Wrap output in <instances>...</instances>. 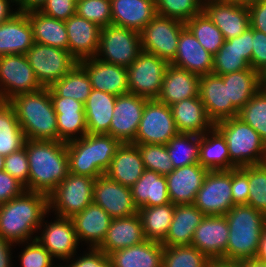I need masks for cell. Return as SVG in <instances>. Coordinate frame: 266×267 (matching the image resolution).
Segmentation results:
<instances>
[{
    "label": "cell",
    "instance_id": "cell-65",
    "mask_svg": "<svg viewBox=\"0 0 266 267\" xmlns=\"http://www.w3.org/2000/svg\"><path fill=\"white\" fill-rule=\"evenodd\" d=\"M210 267H242L239 261L211 260Z\"/></svg>",
    "mask_w": 266,
    "mask_h": 267
},
{
    "label": "cell",
    "instance_id": "cell-36",
    "mask_svg": "<svg viewBox=\"0 0 266 267\" xmlns=\"http://www.w3.org/2000/svg\"><path fill=\"white\" fill-rule=\"evenodd\" d=\"M117 96L92 89L84 104L87 133L108 134Z\"/></svg>",
    "mask_w": 266,
    "mask_h": 267
},
{
    "label": "cell",
    "instance_id": "cell-55",
    "mask_svg": "<svg viewBox=\"0 0 266 267\" xmlns=\"http://www.w3.org/2000/svg\"><path fill=\"white\" fill-rule=\"evenodd\" d=\"M39 11L49 17L65 21L76 14V0H47Z\"/></svg>",
    "mask_w": 266,
    "mask_h": 267
},
{
    "label": "cell",
    "instance_id": "cell-71",
    "mask_svg": "<svg viewBox=\"0 0 266 267\" xmlns=\"http://www.w3.org/2000/svg\"><path fill=\"white\" fill-rule=\"evenodd\" d=\"M264 151H265V156H266V138L264 139Z\"/></svg>",
    "mask_w": 266,
    "mask_h": 267
},
{
    "label": "cell",
    "instance_id": "cell-15",
    "mask_svg": "<svg viewBox=\"0 0 266 267\" xmlns=\"http://www.w3.org/2000/svg\"><path fill=\"white\" fill-rule=\"evenodd\" d=\"M148 100L131 93L117 96L108 134L121 143H131L137 134Z\"/></svg>",
    "mask_w": 266,
    "mask_h": 267
},
{
    "label": "cell",
    "instance_id": "cell-21",
    "mask_svg": "<svg viewBox=\"0 0 266 267\" xmlns=\"http://www.w3.org/2000/svg\"><path fill=\"white\" fill-rule=\"evenodd\" d=\"M199 97L214 124L238 116L239 111L228 101V85L218 75L200 76Z\"/></svg>",
    "mask_w": 266,
    "mask_h": 267
},
{
    "label": "cell",
    "instance_id": "cell-57",
    "mask_svg": "<svg viewBox=\"0 0 266 267\" xmlns=\"http://www.w3.org/2000/svg\"><path fill=\"white\" fill-rule=\"evenodd\" d=\"M25 187L6 171H0V204L20 196Z\"/></svg>",
    "mask_w": 266,
    "mask_h": 267
},
{
    "label": "cell",
    "instance_id": "cell-54",
    "mask_svg": "<svg viewBox=\"0 0 266 267\" xmlns=\"http://www.w3.org/2000/svg\"><path fill=\"white\" fill-rule=\"evenodd\" d=\"M248 166L231 170V192L234 205H246L249 197Z\"/></svg>",
    "mask_w": 266,
    "mask_h": 267
},
{
    "label": "cell",
    "instance_id": "cell-2",
    "mask_svg": "<svg viewBox=\"0 0 266 267\" xmlns=\"http://www.w3.org/2000/svg\"><path fill=\"white\" fill-rule=\"evenodd\" d=\"M28 156V191L49 195L69 174L66 143L25 140Z\"/></svg>",
    "mask_w": 266,
    "mask_h": 267
},
{
    "label": "cell",
    "instance_id": "cell-6",
    "mask_svg": "<svg viewBox=\"0 0 266 267\" xmlns=\"http://www.w3.org/2000/svg\"><path fill=\"white\" fill-rule=\"evenodd\" d=\"M214 127L225 138L230 162L235 168L265 162L264 140L238 116L222 120Z\"/></svg>",
    "mask_w": 266,
    "mask_h": 267
},
{
    "label": "cell",
    "instance_id": "cell-61",
    "mask_svg": "<svg viewBox=\"0 0 266 267\" xmlns=\"http://www.w3.org/2000/svg\"><path fill=\"white\" fill-rule=\"evenodd\" d=\"M13 243L0 236V267H11V250ZM11 248V249H10Z\"/></svg>",
    "mask_w": 266,
    "mask_h": 267
},
{
    "label": "cell",
    "instance_id": "cell-45",
    "mask_svg": "<svg viewBox=\"0 0 266 267\" xmlns=\"http://www.w3.org/2000/svg\"><path fill=\"white\" fill-rule=\"evenodd\" d=\"M210 262L192 245L163 246L162 267H210Z\"/></svg>",
    "mask_w": 266,
    "mask_h": 267
},
{
    "label": "cell",
    "instance_id": "cell-3",
    "mask_svg": "<svg viewBox=\"0 0 266 267\" xmlns=\"http://www.w3.org/2000/svg\"><path fill=\"white\" fill-rule=\"evenodd\" d=\"M9 102L27 140L58 141L57 115L49 88L16 95Z\"/></svg>",
    "mask_w": 266,
    "mask_h": 267
},
{
    "label": "cell",
    "instance_id": "cell-67",
    "mask_svg": "<svg viewBox=\"0 0 266 267\" xmlns=\"http://www.w3.org/2000/svg\"><path fill=\"white\" fill-rule=\"evenodd\" d=\"M260 87L266 90V65L259 71Z\"/></svg>",
    "mask_w": 266,
    "mask_h": 267
},
{
    "label": "cell",
    "instance_id": "cell-64",
    "mask_svg": "<svg viewBox=\"0 0 266 267\" xmlns=\"http://www.w3.org/2000/svg\"><path fill=\"white\" fill-rule=\"evenodd\" d=\"M255 259L266 264V226L262 231L259 249Z\"/></svg>",
    "mask_w": 266,
    "mask_h": 267
},
{
    "label": "cell",
    "instance_id": "cell-56",
    "mask_svg": "<svg viewBox=\"0 0 266 267\" xmlns=\"http://www.w3.org/2000/svg\"><path fill=\"white\" fill-rule=\"evenodd\" d=\"M72 259L71 264L62 267H113L111 259L98 248H89L82 257Z\"/></svg>",
    "mask_w": 266,
    "mask_h": 267
},
{
    "label": "cell",
    "instance_id": "cell-7",
    "mask_svg": "<svg viewBox=\"0 0 266 267\" xmlns=\"http://www.w3.org/2000/svg\"><path fill=\"white\" fill-rule=\"evenodd\" d=\"M95 178L69 173L48 195L49 210L56 216L72 218L93 203Z\"/></svg>",
    "mask_w": 266,
    "mask_h": 267
},
{
    "label": "cell",
    "instance_id": "cell-32",
    "mask_svg": "<svg viewBox=\"0 0 266 267\" xmlns=\"http://www.w3.org/2000/svg\"><path fill=\"white\" fill-rule=\"evenodd\" d=\"M170 109L179 133L202 135L214 127L199 96L177 102Z\"/></svg>",
    "mask_w": 266,
    "mask_h": 267
},
{
    "label": "cell",
    "instance_id": "cell-31",
    "mask_svg": "<svg viewBox=\"0 0 266 267\" xmlns=\"http://www.w3.org/2000/svg\"><path fill=\"white\" fill-rule=\"evenodd\" d=\"M145 240L141 220L136 213L128 217L113 218L98 249L108 256L114 251L140 244Z\"/></svg>",
    "mask_w": 266,
    "mask_h": 267
},
{
    "label": "cell",
    "instance_id": "cell-10",
    "mask_svg": "<svg viewBox=\"0 0 266 267\" xmlns=\"http://www.w3.org/2000/svg\"><path fill=\"white\" fill-rule=\"evenodd\" d=\"M26 57L43 88L51 87L78 63L67 50L40 43H34Z\"/></svg>",
    "mask_w": 266,
    "mask_h": 267
},
{
    "label": "cell",
    "instance_id": "cell-34",
    "mask_svg": "<svg viewBox=\"0 0 266 267\" xmlns=\"http://www.w3.org/2000/svg\"><path fill=\"white\" fill-rule=\"evenodd\" d=\"M204 217L205 215L194 204L175 205L169 231L161 244L163 246L191 245L195 229Z\"/></svg>",
    "mask_w": 266,
    "mask_h": 267
},
{
    "label": "cell",
    "instance_id": "cell-4",
    "mask_svg": "<svg viewBox=\"0 0 266 267\" xmlns=\"http://www.w3.org/2000/svg\"><path fill=\"white\" fill-rule=\"evenodd\" d=\"M229 227L226 261L255 259L266 216L249 205H234L225 214Z\"/></svg>",
    "mask_w": 266,
    "mask_h": 267
},
{
    "label": "cell",
    "instance_id": "cell-27",
    "mask_svg": "<svg viewBox=\"0 0 266 267\" xmlns=\"http://www.w3.org/2000/svg\"><path fill=\"white\" fill-rule=\"evenodd\" d=\"M33 30L25 12L0 23V56L26 54L34 44Z\"/></svg>",
    "mask_w": 266,
    "mask_h": 267
},
{
    "label": "cell",
    "instance_id": "cell-49",
    "mask_svg": "<svg viewBox=\"0 0 266 267\" xmlns=\"http://www.w3.org/2000/svg\"><path fill=\"white\" fill-rule=\"evenodd\" d=\"M249 197L247 205L266 216V164L248 166Z\"/></svg>",
    "mask_w": 266,
    "mask_h": 267
},
{
    "label": "cell",
    "instance_id": "cell-53",
    "mask_svg": "<svg viewBox=\"0 0 266 267\" xmlns=\"http://www.w3.org/2000/svg\"><path fill=\"white\" fill-rule=\"evenodd\" d=\"M4 171L14 177L28 191L29 164L25 147L5 156Z\"/></svg>",
    "mask_w": 266,
    "mask_h": 267
},
{
    "label": "cell",
    "instance_id": "cell-19",
    "mask_svg": "<svg viewBox=\"0 0 266 267\" xmlns=\"http://www.w3.org/2000/svg\"><path fill=\"white\" fill-rule=\"evenodd\" d=\"M229 227L225 215H205L195 229L191 245L210 260H226Z\"/></svg>",
    "mask_w": 266,
    "mask_h": 267
},
{
    "label": "cell",
    "instance_id": "cell-8",
    "mask_svg": "<svg viewBox=\"0 0 266 267\" xmlns=\"http://www.w3.org/2000/svg\"><path fill=\"white\" fill-rule=\"evenodd\" d=\"M141 51L139 32L125 27L108 25L101 28L95 57L105 63L127 68L137 59Z\"/></svg>",
    "mask_w": 266,
    "mask_h": 267
},
{
    "label": "cell",
    "instance_id": "cell-66",
    "mask_svg": "<svg viewBox=\"0 0 266 267\" xmlns=\"http://www.w3.org/2000/svg\"><path fill=\"white\" fill-rule=\"evenodd\" d=\"M242 267H266L265 263H262L256 259L241 260L239 261Z\"/></svg>",
    "mask_w": 266,
    "mask_h": 267
},
{
    "label": "cell",
    "instance_id": "cell-16",
    "mask_svg": "<svg viewBox=\"0 0 266 267\" xmlns=\"http://www.w3.org/2000/svg\"><path fill=\"white\" fill-rule=\"evenodd\" d=\"M202 11L220 29L225 40L240 36L250 27L246 4L223 0H203Z\"/></svg>",
    "mask_w": 266,
    "mask_h": 267
},
{
    "label": "cell",
    "instance_id": "cell-29",
    "mask_svg": "<svg viewBox=\"0 0 266 267\" xmlns=\"http://www.w3.org/2000/svg\"><path fill=\"white\" fill-rule=\"evenodd\" d=\"M144 170L137 146L132 143H121L105 175L115 182L131 188L142 176Z\"/></svg>",
    "mask_w": 266,
    "mask_h": 267
},
{
    "label": "cell",
    "instance_id": "cell-33",
    "mask_svg": "<svg viewBox=\"0 0 266 267\" xmlns=\"http://www.w3.org/2000/svg\"><path fill=\"white\" fill-rule=\"evenodd\" d=\"M108 257L113 267H162L163 245L146 239L140 244L114 251Z\"/></svg>",
    "mask_w": 266,
    "mask_h": 267
},
{
    "label": "cell",
    "instance_id": "cell-37",
    "mask_svg": "<svg viewBox=\"0 0 266 267\" xmlns=\"http://www.w3.org/2000/svg\"><path fill=\"white\" fill-rule=\"evenodd\" d=\"M198 163L208 171L235 168L230 162L225 138L215 127L200 135Z\"/></svg>",
    "mask_w": 266,
    "mask_h": 267
},
{
    "label": "cell",
    "instance_id": "cell-13",
    "mask_svg": "<svg viewBox=\"0 0 266 267\" xmlns=\"http://www.w3.org/2000/svg\"><path fill=\"white\" fill-rule=\"evenodd\" d=\"M42 88L26 54L0 56V91L6 101L16 95L33 93Z\"/></svg>",
    "mask_w": 266,
    "mask_h": 267
},
{
    "label": "cell",
    "instance_id": "cell-12",
    "mask_svg": "<svg viewBox=\"0 0 266 267\" xmlns=\"http://www.w3.org/2000/svg\"><path fill=\"white\" fill-rule=\"evenodd\" d=\"M178 133L170 106L151 99L145 104L137 134L131 143L166 145Z\"/></svg>",
    "mask_w": 266,
    "mask_h": 267
},
{
    "label": "cell",
    "instance_id": "cell-17",
    "mask_svg": "<svg viewBox=\"0 0 266 267\" xmlns=\"http://www.w3.org/2000/svg\"><path fill=\"white\" fill-rule=\"evenodd\" d=\"M54 222H43L41 227L45 226L40 236H36V239L40 244L48 250L52 258L61 260H71L77 253L78 241L75 227L71 218L56 216ZM43 223H45L43 225ZM48 223V224H46Z\"/></svg>",
    "mask_w": 266,
    "mask_h": 267
},
{
    "label": "cell",
    "instance_id": "cell-20",
    "mask_svg": "<svg viewBox=\"0 0 266 267\" xmlns=\"http://www.w3.org/2000/svg\"><path fill=\"white\" fill-rule=\"evenodd\" d=\"M252 40L251 27L238 37L224 40L222 47L213 56L212 73L221 76L251 68Z\"/></svg>",
    "mask_w": 266,
    "mask_h": 267
},
{
    "label": "cell",
    "instance_id": "cell-30",
    "mask_svg": "<svg viewBox=\"0 0 266 267\" xmlns=\"http://www.w3.org/2000/svg\"><path fill=\"white\" fill-rule=\"evenodd\" d=\"M112 25L140 32L157 14L155 0H110Z\"/></svg>",
    "mask_w": 266,
    "mask_h": 267
},
{
    "label": "cell",
    "instance_id": "cell-22",
    "mask_svg": "<svg viewBox=\"0 0 266 267\" xmlns=\"http://www.w3.org/2000/svg\"><path fill=\"white\" fill-rule=\"evenodd\" d=\"M78 64L86 71L92 89L115 96L129 93L126 67L105 63L96 57L82 60Z\"/></svg>",
    "mask_w": 266,
    "mask_h": 267
},
{
    "label": "cell",
    "instance_id": "cell-5",
    "mask_svg": "<svg viewBox=\"0 0 266 267\" xmlns=\"http://www.w3.org/2000/svg\"><path fill=\"white\" fill-rule=\"evenodd\" d=\"M121 142L109 134H89L66 143L69 173L98 178L104 175Z\"/></svg>",
    "mask_w": 266,
    "mask_h": 267
},
{
    "label": "cell",
    "instance_id": "cell-59",
    "mask_svg": "<svg viewBox=\"0 0 266 267\" xmlns=\"http://www.w3.org/2000/svg\"><path fill=\"white\" fill-rule=\"evenodd\" d=\"M248 8L250 27L266 34V0H255Z\"/></svg>",
    "mask_w": 266,
    "mask_h": 267
},
{
    "label": "cell",
    "instance_id": "cell-63",
    "mask_svg": "<svg viewBox=\"0 0 266 267\" xmlns=\"http://www.w3.org/2000/svg\"><path fill=\"white\" fill-rule=\"evenodd\" d=\"M11 3L15 2L13 0H0V23L9 20L19 12L18 9L16 11L11 10Z\"/></svg>",
    "mask_w": 266,
    "mask_h": 267
},
{
    "label": "cell",
    "instance_id": "cell-62",
    "mask_svg": "<svg viewBox=\"0 0 266 267\" xmlns=\"http://www.w3.org/2000/svg\"><path fill=\"white\" fill-rule=\"evenodd\" d=\"M47 0H21L16 6L20 12L40 10Z\"/></svg>",
    "mask_w": 266,
    "mask_h": 267
},
{
    "label": "cell",
    "instance_id": "cell-25",
    "mask_svg": "<svg viewBox=\"0 0 266 267\" xmlns=\"http://www.w3.org/2000/svg\"><path fill=\"white\" fill-rule=\"evenodd\" d=\"M170 64L199 76L212 74L213 55L185 27L180 33L176 55Z\"/></svg>",
    "mask_w": 266,
    "mask_h": 267
},
{
    "label": "cell",
    "instance_id": "cell-69",
    "mask_svg": "<svg viewBox=\"0 0 266 267\" xmlns=\"http://www.w3.org/2000/svg\"><path fill=\"white\" fill-rule=\"evenodd\" d=\"M5 156L0 155V171H4Z\"/></svg>",
    "mask_w": 266,
    "mask_h": 267
},
{
    "label": "cell",
    "instance_id": "cell-14",
    "mask_svg": "<svg viewBox=\"0 0 266 267\" xmlns=\"http://www.w3.org/2000/svg\"><path fill=\"white\" fill-rule=\"evenodd\" d=\"M193 204L204 215H225L234 206L231 170L208 171Z\"/></svg>",
    "mask_w": 266,
    "mask_h": 267
},
{
    "label": "cell",
    "instance_id": "cell-18",
    "mask_svg": "<svg viewBox=\"0 0 266 267\" xmlns=\"http://www.w3.org/2000/svg\"><path fill=\"white\" fill-rule=\"evenodd\" d=\"M93 203L101 206L112 218L128 217L138 212L131 188L115 182L105 174L94 181Z\"/></svg>",
    "mask_w": 266,
    "mask_h": 267
},
{
    "label": "cell",
    "instance_id": "cell-28",
    "mask_svg": "<svg viewBox=\"0 0 266 267\" xmlns=\"http://www.w3.org/2000/svg\"><path fill=\"white\" fill-rule=\"evenodd\" d=\"M200 76L169 64L157 100L168 106L199 96Z\"/></svg>",
    "mask_w": 266,
    "mask_h": 267
},
{
    "label": "cell",
    "instance_id": "cell-42",
    "mask_svg": "<svg viewBox=\"0 0 266 267\" xmlns=\"http://www.w3.org/2000/svg\"><path fill=\"white\" fill-rule=\"evenodd\" d=\"M49 89L50 97H71L83 104H85L92 91L90 79L78 63Z\"/></svg>",
    "mask_w": 266,
    "mask_h": 267
},
{
    "label": "cell",
    "instance_id": "cell-11",
    "mask_svg": "<svg viewBox=\"0 0 266 267\" xmlns=\"http://www.w3.org/2000/svg\"><path fill=\"white\" fill-rule=\"evenodd\" d=\"M184 28L185 23L180 20L156 15L139 32L141 50L170 63L176 55L180 33Z\"/></svg>",
    "mask_w": 266,
    "mask_h": 267
},
{
    "label": "cell",
    "instance_id": "cell-43",
    "mask_svg": "<svg viewBox=\"0 0 266 267\" xmlns=\"http://www.w3.org/2000/svg\"><path fill=\"white\" fill-rule=\"evenodd\" d=\"M200 135L178 133L166 144L174 169L198 163Z\"/></svg>",
    "mask_w": 266,
    "mask_h": 267
},
{
    "label": "cell",
    "instance_id": "cell-50",
    "mask_svg": "<svg viewBox=\"0 0 266 267\" xmlns=\"http://www.w3.org/2000/svg\"><path fill=\"white\" fill-rule=\"evenodd\" d=\"M76 14L97 24L100 28L112 25L110 0H78Z\"/></svg>",
    "mask_w": 266,
    "mask_h": 267
},
{
    "label": "cell",
    "instance_id": "cell-40",
    "mask_svg": "<svg viewBox=\"0 0 266 267\" xmlns=\"http://www.w3.org/2000/svg\"><path fill=\"white\" fill-rule=\"evenodd\" d=\"M175 205L168 203L153 207H141L137 214L140 217L145 239L162 242L170 228Z\"/></svg>",
    "mask_w": 266,
    "mask_h": 267
},
{
    "label": "cell",
    "instance_id": "cell-60",
    "mask_svg": "<svg viewBox=\"0 0 266 267\" xmlns=\"http://www.w3.org/2000/svg\"><path fill=\"white\" fill-rule=\"evenodd\" d=\"M55 113L85 112L84 104L71 97H51Z\"/></svg>",
    "mask_w": 266,
    "mask_h": 267
},
{
    "label": "cell",
    "instance_id": "cell-46",
    "mask_svg": "<svg viewBox=\"0 0 266 267\" xmlns=\"http://www.w3.org/2000/svg\"><path fill=\"white\" fill-rule=\"evenodd\" d=\"M238 117L266 138V90L260 89L239 111Z\"/></svg>",
    "mask_w": 266,
    "mask_h": 267
},
{
    "label": "cell",
    "instance_id": "cell-47",
    "mask_svg": "<svg viewBox=\"0 0 266 267\" xmlns=\"http://www.w3.org/2000/svg\"><path fill=\"white\" fill-rule=\"evenodd\" d=\"M156 14L186 22L202 12L203 0H155Z\"/></svg>",
    "mask_w": 266,
    "mask_h": 267
},
{
    "label": "cell",
    "instance_id": "cell-38",
    "mask_svg": "<svg viewBox=\"0 0 266 267\" xmlns=\"http://www.w3.org/2000/svg\"><path fill=\"white\" fill-rule=\"evenodd\" d=\"M33 30L35 43L68 51V35L63 20L49 17L39 10L26 12Z\"/></svg>",
    "mask_w": 266,
    "mask_h": 267
},
{
    "label": "cell",
    "instance_id": "cell-72",
    "mask_svg": "<svg viewBox=\"0 0 266 267\" xmlns=\"http://www.w3.org/2000/svg\"><path fill=\"white\" fill-rule=\"evenodd\" d=\"M15 4H18L21 0H13Z\"/></svg>",
    "mask_w": 266,
    "mask_h": 267
},
{
    "label": "cell",
    "instance_id": "cell-24",
    "mask_svg": "<svg viewBox=\"0 0 266 267\" xmlns=\"http://www.w3.org/2000/svg\"><path fill=\"white\" fill-rule=\"evenodd\" d=\"M207 173L208 170L196 163L166 175L170 202L174 205L193 204Z\"/></svg>",
    "mask_w": 266,
    "mask_h": 267
},
{
    "label": "cell",
    "instance_id": "cell-70",
    "mask_svg": "<svg viewBox=\"0 0 266 267\" xmlns=\"http://www.w3.org/2000/svg\"><path fill=\"white\" fill-rule=\"evenodd\" d=\"M6 100L4 99L1 91H0V106L5 102Z\"/></svg>",
    "mask_w": 266,
    "mask_h": 267
},
{
    "label": "cell",
    "instance_id": "cell-52",
    "mask_svg": "<svg viewBox=\"0 0 266 267\" xmlns=\"http://www.w3.org/2000/svg\"><path fill=\"white\" fill-rule=\"evenodd\" d=\"M26 243L28 245L18 256L21 260V267H57L53 264V258L48 250L40 244L36 236L30 243L28 241Z\"/></svg>",
    "mask_w": 266,
    "mask_h": 267
},
{
    "label": "cell",
    "instance_id": "cell-26",
    "mask_svg": "<svg viewBox=\"0 0 266 267\" xmlns=\"http://www.w3.org/2000/svg\"><path fill=\"white\" fill-rule=\"evenodd\" d=\"M78 241H85L90 248H98L112 221V217L94 203L89 204L72 218Z\"/></svg>",
    "mask_w": 266,
    "mask_h": 267
},
{
    "label": "cell",
    "instance_id": "cell-35",
    "mask_svg": "<svg viewBox=\"0 0 266 267\" xmlns=\"http://www.w3.org/2000/svg\"><path fill=\"white\" fill-rule=\"evenodd\" d=\"M131 194L137 209L170 203L166 177L155 171L145 169L131 187Z\"/></svg>",
    "mask_w": 266,
    "mask_h": 267
},
{
    "label": "cell",
    "instance_id": "cell-51",
    "mask_svg": "<svg viewBox=\"0 0 266 267\" xmlns=\"http://www.w3.org/2000/svg\"><path fill=\"white\" fill-rule=\"evenodd\" d=\"M56 115L58 141L67 143L87 134L85 112L56 113Z\"/></svg>",
    "mask_w": 266,
    "mask_h": 267
},
{
    "label": "cell",
    "instance_id": "cell-23",
    "mask_svg": "<svg viewBox=\"0 0 266 267\" xmlns=\"http://www.w3.org/2000/svg\"><path fill=\"white\" fill-rule=\"evenodd\" d=\"M68 35V52L77 61L96 56L101 28L77 14L64 21Z\"/></svg>",
    "mask_w": 266,
    "mask_h": 267
},
{
    "label": "cell",
    "instance_id": "cell-48",
    "mask_svg": "<svg viewBox=\"0 0 266 267\" xmlns=\"http://www.w3.org/2000/svg\"><path fill=\"white\" fill-rule=\"evenodd\" d=\"M132 144L137 146L146 170L155 171L162 176H166L174 170L166 145Z\"/></svg>",
    "mask_w": 266,
    "mask_h": 267
},
{
    "label": "cell",
    "instance_id": "cell-41",
    "mask_svg": "<svg viewBox=\"0 0 266 267\" xmlns=\"http://www.w3.org/2000/svg\"><path fill=\"white\" fill-rule=\"evenodd\" d=\"M25 140L13 105L5 101L0 106V155L7 156L20 150Z\"/></svg>",
    "mask_w": 266,
    "mask_h": 267
},
{
    "label": "cell",
    "instance_id": "cell-9",
    "mask_svg": "<svg viewBox=\"0 0 266 267\" xmlns=\"http://www.w3.org/2000/svg\"><path fill=\"white\" fill-rule=\"evenodd\" d=\"M169 62L155 54L141 51L137 59L127 67L129 93L151 99H157Z\"/></svg>",
    "mask_w": 266,
    "mask_h": 267
},
{
    "label": "cell",
    "instance_id": "cell-44",
    "mask_svg": "<svg viewBox=\"0 0 266 267\" xmlns=\"http://www.w3.org/2000/svg\"><path fill=\"white\" fill-rule=\"evenodd\" d=\"M185 27L195 36L198 42L213 56L224 43L220 29L202 11L191 20L185 22Z\"/></svg>",
    "mask_w": 266,
    "mask_h": 267
},
{
    "label": "cell",
    "instance_id": "cell-68",
    "mask_svg": "<svg viewBox=\"0 0 266 267\" xmlns=\"http://www.w3.org/2000/svg\"><path fill=\"white\" fill-rule=\"evenodd\" d=\"M223 1H229V2H235V3H240V4H250L255 0H223Z\"/></svg>",
    "mask_w": 266,
    "mask_h": 267
},
{
    "label": "cell",
    "instance_id": "cell-1",
    "mask_svg": "<svg viewBox=\"0 0 266 267\" xmlns=\"http://www.w3.org/2000/svg\"><path fill=\"white\" fill-rule=\"evenodd\" d=\"M48 212V195L25 190L20 196L0 204V236L23 245L38 232Z\"/></svg>",
    "mask_w": 266,
    "mask_h": 267
},
{
    "label": "cell",
    "instance_id": "cell-39",
    "mask_svg": "<svg viewBox=\"0 0 266 267\" xmlns=\"http://www.w3.org/2000/svg\"><path fill=\"white\" fill-rule=\"evenodd\" d=\"M220 77L225 85H228V101H231L238 111L261 89L259 72L252 68Z\"/></svg>",
    "mask_w": 266,
    "mask_h": 267
},
{
    "label": "cell",
    "instance_id": "cell-58",
    "mask_svg": "<svg viewBox=\"0 0 266 267\" xmlns=\"http://www.w3.org/2000/svg\"><path fill=\"white\" fill-rule=\"evenodd\" d=\"M251 68L260 71L266 65V34L253 29Z\"/></svg>",
    "mask_w": 266,
    "mask_h": 267
}]
</instances>
